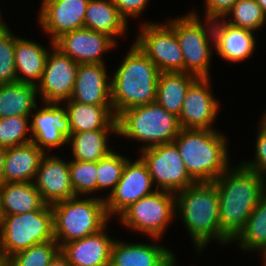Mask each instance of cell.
<instances>
[{"instance_id": "12", "label": "cell", "mask_w": 266, "mask_h": 266, "mask_svg": "<svg viewBox=\"0 0 266 266\" xmlns=\"http://www.w3.org/2000/svg\"><path fill=\"white\" fill-rule=\"evenodd\" d=\"M52 53L48 58L41 80L36 85L42 103L61 102L71 99L74 89L78 63L58 49L54 42H50Z\"/></svg>"}, {"instance_id": "13", "label": "cell", "mask_w": 266, "mask_h": 266, "mask_svg": "<svg viewBox=\"0 0 266 266\" xmlns=\"http://www.w3.org/2000/svg\"><path fill=\"white\" fill-rule=\"evenodd\" d=\"M153 185L148 167L143 160L138 158L132 162L129 159L124 166L121 179L105 198L108 216H119L131 204L153 194L156 191L151 189Z\"/></svg>"}, {"instance_id": "18", "label": "cell", "mask_w": 266, "mask_h": 266, "mask_svg": "<svg viewBox=\"0 0 266 266\" xmlns=\"http://www.w3.org/2000/svg\"><path fill=\"white\" fill-rule=\"evenodd\" d=\"M33 183L41 194L42 200L48 205L74 196L69 162L57 156L46 153L42 157Z\"/></svg>"}, {"instance_id": "29", "label": "cell", "mask_w": 266, "mask_h": 266, "mask_svg": "<svg viewBox=\"0 0 266 266\" xmlns=\"http://www.w3.org/2000/svg\"><path fill=\"white\" fill-rule=\"evenodd\" d=\"M117 129H97L81 133H71L67 143L71 144L73 160L97 162L113 149L109 148L108 136Z\"/></svg>"}, {"instance_id": "46", "label": "cell", "mask_w": 266, "mask_h": 266, "mask_svg": "<svg viewBox=\"0 0 266 266\" xmlns=\"http://www.w3.org/2000/svg\"><path fill=\"white\" fill-rule=\"evenodd\" d=\"M1 13V12H0ZM2 15L0 14V27H3V26H5L6 24L2 21L3 19H2V17H1Z\"/></svg>"}, {"instance_id": "14", "label": "cell", "mask_w": 266, "mask_h": 266, "mask_svg": "<svg viewBox=\"0 0 266 266\" xmlns=\"http://www.w3.org/2000/svg\"><path fill=\"white\" fill-rule=\"evenodd\" d=\"M60 104L61 102H45V107L43 105V108L38 109L36 106L35 113L30 114L31 142L45 153L68 144L67 139L71 135L67 106L61 107Z\"/></svg>"}, {"instance_id": "38", "label": "cell", "mask_w": 266, "mask_h": 266, "mask_svg": "<svg viewBox=\"0 0 266 266\" xmlns=\"http://www.w3.org/2000/svg\"><path fill=\"white\" fill-rule=\"evenodd\" d=\"M261 125V126H260ZM259 132L255 144V158L241 164L250 170L256 171L265 177L266 175V124L261 120Z\"/></svg>"}, {"instance_id": "45", "label": "cell", "mask_w": 266, "mask_h": 266, "mask_svg": "<svg viewBox=\"0 0 266 266\" xmlns=\"http://www.w3.org/2000/svg\"><path fill=\"white\" fill-rule=\"evenodd\" d=\"M0 266H10L7 261L0 260Z\"/></svg>"}, {"instance_id": "47", "label": "cell", "mask_w": 266, "mask_h": 266, "mask_svg": "<svg viewBox=\"0 0 266 266\" xmlns=\"http://www.w3.org/2000/svg\"><path fill=\"white\" fill-rule=\"evenodd\" d=\"M262 121L266 124V112L263 114Z\"/></svg>"}, {"instance_id": "20", "label": "cell", "mask_w": 266, "mask_h": 266, "mask_svg": "<svg viewBox=\"0 0 266 266\" xmlns=\"http://www.w3.org/2000/svg\"><path fill=\"white\" fill-rule=\"evenodd\" d=\"M106 229L107 226L95 234L63 244L61 253L72 266H110L114 239Z\"/></svg>"}, {"instance_id": "41", "label": "cell", "mask_w": 266, "mask_h": 266, "mask_svg": "<svg viewBox=\"0 0 266 266\" xmlns=\"http://www.w3.org/2000/svg\"><path fill=\"white\" fill-rule=\"evenodd\" d=\"M48 266H72L67 258L59 251Z\"/></svg>"}, {"instance_id": "3", "label": "cell", "mask_w": 266, "mask_h": 266, "mask_svg": "<svg viewBox=\"0 0 266 266\" xmlns=\"http://www.w3.org/2000/svg\"><path fill=\"white\" fill-rule=\"evenodd\" d=\"M160 71L135 44L111 78V102L115 116L137 106L156 101Z\"/></svg>"}, {"instance_id": "23", "label": "cell", "mask_w": 266, "mask_h": 266, "mask_svg": "<svg viewBox=\"0 0 266 266\" xmlns=\"http://www.w3.org/2000/svg\"><path fill=\"white\" fill-rule=\"evenodd\" d=\"M45 154L33 142L6 149L3 183L33 182Z\"/></svg>"}, {"instance_id": "33", "label": "cell", "mask_w": 266, "mask_h": 266, "mask_svg": "<svg viewBox=\"0 0 266 266\" xmlns=\"http://www.w3.org/2000/svg\"><path fill=\"white\" fill-rule=\"evenodd\" d=\"M59 251L57 241L49 240L17 252L7 262L10 266H48Z\"/></svg>"}, {"instance_id": "34", "label": "cell", "mask_w": 266, "mask_h": 266, "mask_svg": "<svg viewBox=\"0 0 266 266\" xmlns=\"http://www.w3.org/2000/svg\"><path fill=\"white\" fill-rule=\"evenodd\" d=\"M30 117V115H17L0 118V147L8 149L30 143L32 140L31 136L28 137Z\"/></svg>"}, {"instance_id": "36", "label": "cell", "mask_w": 266, "mask_h": 266, "mask_svg": "<svg viewBox=\"0 0 266 266\" xmlns=\"http://www.w3.org/2000/svg\"><path fill=\"white\" fill-rule=\"evenodd\" d=\"M129 159L116 151H111L107 156L97 161V191L103 189L114 190L121 179L126 162Z\"/></svg>"}, {"instance_id": "32", "label": "cell", "mask_w": 266, "mask_h": 266, "mask_svg": "<svg viewBox=\"0 0 266 266\" xmlns=\"http://www.w3.org/2000/svg\"><path fill=\"white\" fill-rule=\"evenodd\" d=\"M223 19L232 26L255 31L264 25L266 15L256 0H237Z\"/></svg>"}, {"instance_id": "48", "label": "cell", "mask_w": 266, "mask_h": 266, "mask_svg": "<svg viewBox=\"0 0 266 266\" xmlns=\"http://www.w3.org/2000/svg\"><path fill=\"white\" fill-rule=\"evenodd\" d=\"M175 262H176V260L170 266H176Z\"/></svg>"}, {"instance_id": "15", "label": "cell", "mask_w": 266, "mask_h": 266, "mask_svg": "<svg viewBox=\"0 0 266 266\" xmlns=\"http://www.w3.org/2000/svg\"><path fill=\"white\" fill-rule=\"evenodd\" d=\"M210 87L209 77H198L189 86L178 117L181 129H213L211 124L218 115L219 102Z\"/></svg>"}, {"instance_id": "26", "label": "cell", "mask_w": 266, "mask_h": 266, "mask_svg": "<svg viewBox=\"0 0 266 266\" xmlns=\"http://www.w3.org/2000/svg\"><path fill=\"white\" fill-rule=\"evenodd\" d=\"M127 25L128 22L119 14L112 0H89L84 28L104 33L117 43L115 38L127 33Z\"/></svg>"}, {"instance_id": "35", "label": "cell", "mask_w": 266, "mask_h": 266, "mask_svg": "<svg viewBox=\"0 0 266 266\" xmlns=\"http://www.w3.org/2000/svg\"><path fill=\"white\" fill-rule=\"evenodd\" d=\"M69 170L74 196H89L97 192V162L72 159Z\"/></svg>"}, {"instance_id": "6", "label": "cell", "mask_w": 266, "mask_h": 266, "mask_svg": "<svg viewBox=\"0 0 266 266\" xmlns=\"http://www.w3.org/2000/svg\"><path fill=\"white\" fill-rule=\"evenodd\" d=\"M180 130L178 116L156 102L126 109L117 116V135L146 143L141 150L173 142Z\"/></svg>"}, {"instance_id": "2", "label": "cell", "mask_w": 266, "mask_h": 266, "mask_svg": "<svg viewBox=\"0 0 266 266\" xmlns=\"http://www.w3.org/2000/svg\"><path fill=\"white\" fill-rule=\"evenodd\" d=\"M176 209L193 245L201 253L212 240L222 244L232 241L222 232L219 220V194L212 182H196L175 193Z\"/></svg>"}, {"instance_id": "37", "label": "cell", "mask_w": 266, "mask_h": 266, "mask_svg": "<svg viewBox=\"0 0 266 266\" xmlns=\"http://www.w3.org/2000/svg\"><path fill=\"white\" fill-rule=\"evenodd\" d=\"M18 37L6 25L0 27V84L17 82L15 69V41Z\"/></svg>"}, {"instance_id": "42", "label": "cell", "mask_w": 266, "mask_h": 266, "mask_svg": "<svg viewBox=\"0 0 266 266\" xmlns=\"http://www.w3.org/2000/svg\"><path fill=\"white\" fill-rule=\"evenodd\" d=\"M5 154H6V148L0 147V186L3 184Z\"/></svg>"}, {"instance_id": "19", "label": "cell", "mask_w": 266, "mask_h": 266, "mask_svg": "<svg viewBox=\"0 0 266 266\" xmlns=\"http://www.w3.org/2000/svg\"><path fill=\"white\" fill-rule=\"evenodd\" d=\"M105 64H79L71 99L82 104L112 105L111 79Z\"/></svg>"}, {"instance_id": "40", "label": "cell", "mask_w": 266, "mask_h": 266, "mask_svg": "<svg viewBox=\"0 0 266 266\" xmlns=\"http://www.w3.org/2000/svg\"><path fill=\"white\" fill-rule=\"evenodd\" d=\"M237 0H205V18H223Z\"/></svg>"}, {"instance_id": "39", "label": "cell", "mask_w": 266, "mask_h": 266, "mask_svg": "<svg viewBox=\"0 0 266 266\" xmlns=\"http://www.w3.org/2000/svg\"><path fill=\"white\" fill-rule=\"evenodd\" d=\"M119 14L128 22L127 17H139L149 0H112Z\"/></svg>"}, {"instance_id": "10", "label": "cell", "mask_w": 266, "mask_h": 266, "mask_svg": "<svg viewBox=\"0 0 266 266\" xmlns=\"http://www.w3.org/2000/svg\"><path fill=\"white\" fill-rule=\"evenodd\" d=\"M140 155L148 167L153 184H156V190L176 193L196 183L173 142L140 150Z\"/></svg>"}, {"instance_id": "16", "label": "cell", "mask_w": 266, "mask_h": 266, "mask_svg": "<svg viewBox=\"0 0 266 266\" xmlns=\"http://www.w3.org/2000/svg\"><path fill=\"white\" fill-rule=\"evenodd\" d=\"M89 0H43L39 22L44 32L55 42L67 32L84 28Z\"/></svg>"}, {"instance_id": "1", "label": "cell", "mask_w": 266, "mask_h": 266, "mask_svg": "<svg viewBox=\"0 0 266 266\" xmlns=\"http://www.w3.org/2000/svg\"><path fill=\"white\" fill-rule=\"evenodd\" d=\"M266 177L241 163L214 180L219 194V220L222 232L232 241L266 192Z\"/></svg>"}, {"instance_id": "11", "label": "cell", "mask_w": 266, "mask_h": 266, "mask_svg": "<svg viewBox=\"0 0 266 266\" xmlns=\"http://www.w3.org/2000/svg\"><path fill=\"white\" fill-rule=\"evenodd\" d=\"M134 43L161 72H184V59L174 30L166 24L143 23Z\"/></svg>"}, {"instance_id": "7", "label": "cell", "mask_w": 266, "mask_h": 266, "mask_svg": "<svg viewBox=\"0 0 266 266\" xmlns=\"http://www.w3.org/2000/svg\"><path fill=\"white\" fill-rule=\"evenodd\" d=\"M53 224V209L48 204L37 211L1 217L0 260L7 261L32 245L55 240Z\"/></svg>"}, {"instance_id": "25", "label": "cell", "mask_w": 266, "mask_h": 266, "mask_svg": "<svg viewBox=\"0 0 266 266\" xmlns=\"http://www.w3.org/2000/svg\"><path fill=\"white\" fill-rule=\"evenodd\" d=\"M14 50L17 82L36 86L41 80L49 51L40 43L24 38L15 41Z\"/></svg>"}, {"instance_id": "9", "label": "cell", "mask_w": 266, "mask_h": 266, "mask_svg": "<svg viewBox=\"0 0 266 266\" xmlns=\"http://www.w3.org/2000/svg\"><path fill=\"white\" fill-rule=\"evenodd\" d=\"M177 213L175 193L156 190L131 204L118 218L127 228L147 234L157 241L163 238L165 229Z\"/></svg>"}, {"instance_id": "4", "label": "cell", "mask_w": 266, "mask_h": 266, "mask_svg": "<svg viewBox=\"0 0 266 266\" xmlns=\"http://www.w3.org/2000/svg\"><path fill=\"white\" fill-rule=\"evenodd\" d=\"M226 139L215 129H181L173 143L189 175L196 182H212L231 166Z\"/></svg>"}, {"instance_id": "30", "label": "cell", "mask_w": 266, "mask_h": 266, "mask_svg": "<svg viewBox=\"0 0 266 266\" xmlns=\"http://www.w3.org/2000/svg\"><path fill=\"white\" fill-rule=\"evenodd\" d=\"M37 95L33 84H0V118L30 115L37 106Z\"/></svg>"}, {"instance_id": "8", "label": "cell", "mask_w": 266, "mask_h": 266, "mask_svg": "<svg viewBox=\"0 0 266 266\" xmlns=\"http://www.w3.org/2000/svg\"><path fill=\"white\" fill-rule=\"evenodd\" d=\"M203 22L198 14L192 11L166 23L174 30L182 50L184 72L196 77L210 78L209 66L213 55L211 49L214 48L213 20L205 18Z\"/></svg>"}, {"instance_id": "44", "label": "cell", "mask_w": 266, "mask_h": 266, "mask_svg": "<svg viewBox=\"0 0 266 266\" xmlns=\"http://www.w3.org/2000/svg\"><path fill=\"white\" fill-rule=\"evenodd\" d=\"M264 260V266H266V245L260 250Z\"/></svg>"}, {"instance_id": "5", "label": "cell", "mask_w": 266, "mask_h": 266, "mask_svg": "<svg viewBox=\"0 0 266 266\" xmlns=\"http://www.w3.org/2000/svg\"><path fill=\"white\" fill-rule=\"evenodd\" d=\"M73 196L51 205L53 209L54 239L63 244L95 234L105 228L109 216L105 198Z\"/></svg>"}, {"instance_id": "27", "label": "cell", "mask_w": 266, "mask_h": 266, "mask_svg": "<svg viewBox=\"0 0 266 266\" xmlns=\"http://www.w3.org/2000/svg\"><path fill=\"white\" fill-rule=\"evenodd\" d=\"M45 205L33 182L3 183L0 186L2 217L37 211Z\"/></svg>"}, {"instance_id": "22", "label": "cell", "mask_w": 266, "mask_h": 266, "mask_svg": "<svg viewBox=\"0 0 266 266\" xmlns=\"http://www.w3.org/2000/svg\"><path fill=\"white\" fill-rule=\"evenodd\" d=\"M175 260V254L170 249L158 244L114 240L110 266H170Z\"/></svg>"}, {"instance_id": "28", "label": "cell", "mask_w": 266, "mask_h": 266, "mask_svg": "<svg viewBox=\"0 0 266 266\" xmlns=\"http://www.w3.org/2000/svg\"><path fill=\"white\" fill-rule=\"evenodd\" d=\"M197 78L186 72H161L158 78L155 102L179 117L189 86Z\"/></svg>"}, {"instance_id": "43", "label": "cell", "mask_w": 266, "mask_h": 266, "mask_svg": "<svg viewBox=\"0 0 266 266\" xmlns=\"http://www.w3.org/2000/svg\"><path fill=\"white\" fill-rule=\"evenodd\" d=\"M256 2L261 6L262 11L266 15V0H256Z\"/></svg>"}, {"instance_id": "24", "label": "cell", "mask_w": 266, "mask_h": 266, "mask_svg": "<svg viewBox=\"0 0 266 266\" xmlns=\"http://www.w3.org/2000/svg\"><path fill=\"white\" fill-rule=\"evenodd\" d=\"M71 133L97 129H117V117L112 105L82 104L66 101Z\"/></svg>"}, {"instance_id": "31", "label": "cell", "mask_w": 266, "mask_h": 266, "mask_svg": "<svg viewBox=\"0 0 266 266\" xmlns=\"http://www.w3.org/2000/svg\"><path fill=\"white\" fill-rule=\"evenodd\" d=\"M238 242L240 249L260 251L266 245V192L248 218L245 227L232 240Z\"/></svg>"}, {"instance_id": "21", "label": "cell", "mask_w": 266, "mask_h": 266, "mask_svg": "<svg viewBox=\"0 0 266 266\" xmlns=\"http://www.w3.org/2000/svg\"><path fill=\"white\" fill-rule=\"evenodd\" d=\"M214 48L222 59L232 63L252 56L256 48L254 31L232 26L223 18L213 20Z\"/></svg>"}, {"instance_id": "17", "label": "cell", "mask_w": 266, "mask_h": 266, "mask_svg": "<svg viewBox=\"0 0 266 266\" xmlns=\"http://www.w3.org/2000/svg\"><path fill=\"white\" fill-rule=\"evenodd\" d=\"M54 44L78 64H105L103 53L117 45L110 36L87 28L67 32Z\"/></svg>"}]
</instances>
